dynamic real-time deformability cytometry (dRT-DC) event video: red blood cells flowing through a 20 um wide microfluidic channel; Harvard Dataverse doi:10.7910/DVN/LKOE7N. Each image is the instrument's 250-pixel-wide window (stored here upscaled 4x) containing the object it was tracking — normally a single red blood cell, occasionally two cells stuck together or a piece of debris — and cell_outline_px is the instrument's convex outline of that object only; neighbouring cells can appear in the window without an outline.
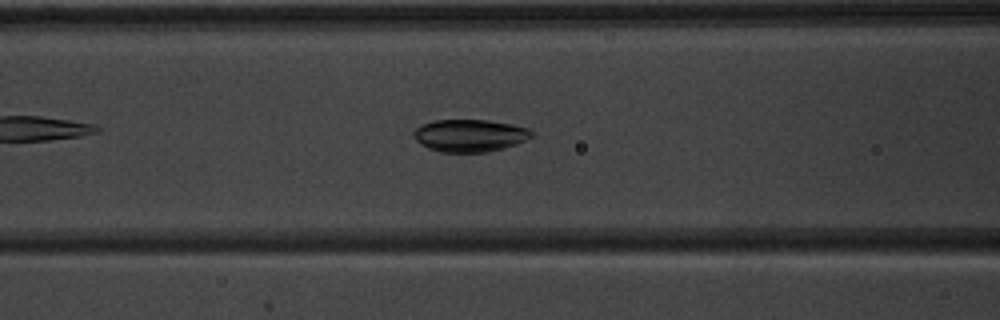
{"species": "common noctule bat (a hibernating species)", "species_latin": "Nyctalus noctula", "temperature_condition": "warm", "stored_images_in_passage": 29, "camera_frame_rate_fps": 3000, "um_per_image_px": 0.085, "animal": {"sex": "male", "body_mass_g": 20.1, "forearm_length_mm": 53.5}, "frame": {"image": 1, "passage_image": 9, "time_ms": 2.667, "image_size_px": [1000, 320], "cell_outline_px": [[536, 132], [532, 136], [516, 144], [504, 148], [484, 152], [440, 152], [428, 148], [420, 144], [412, 136], [412, 132], [416, 128], [432, 120], [488, 120], [512, 124], [528, 128]], "centroid_in_image_um": [39.92, 11.51], "position_along_channel_um": 126.7, "area_um2": 22.37}}
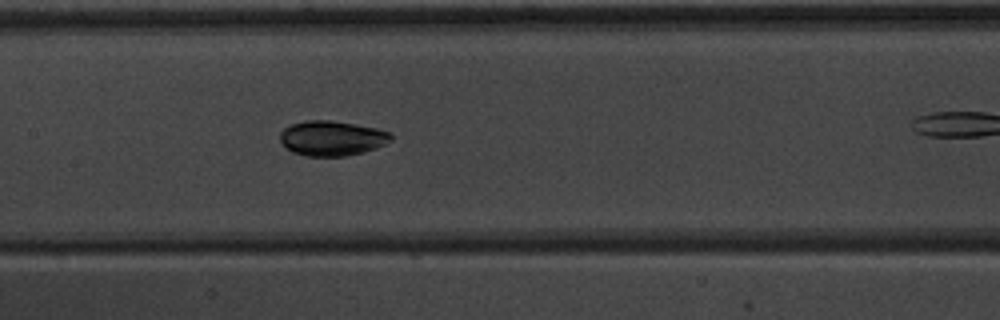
{"frame": {"image": 2, "passage_image": 13, "time_ms": 4.0, "image_size_px": [1000, 320], "cell_outline_px": [[392, 140], [376, 148], [364, 152], [344, 156], [304, 156], [292, 152], [280, 140], [280, 132], [284, 128], [292, 124], [308, 120], [328, 120], [356, 124], [376, 128], [388, 132], [392, 136]], "centroid_in_image_um": [28.21, 11.75], "position_along_channel_um": 179.2, "area_um2": 22.48}}